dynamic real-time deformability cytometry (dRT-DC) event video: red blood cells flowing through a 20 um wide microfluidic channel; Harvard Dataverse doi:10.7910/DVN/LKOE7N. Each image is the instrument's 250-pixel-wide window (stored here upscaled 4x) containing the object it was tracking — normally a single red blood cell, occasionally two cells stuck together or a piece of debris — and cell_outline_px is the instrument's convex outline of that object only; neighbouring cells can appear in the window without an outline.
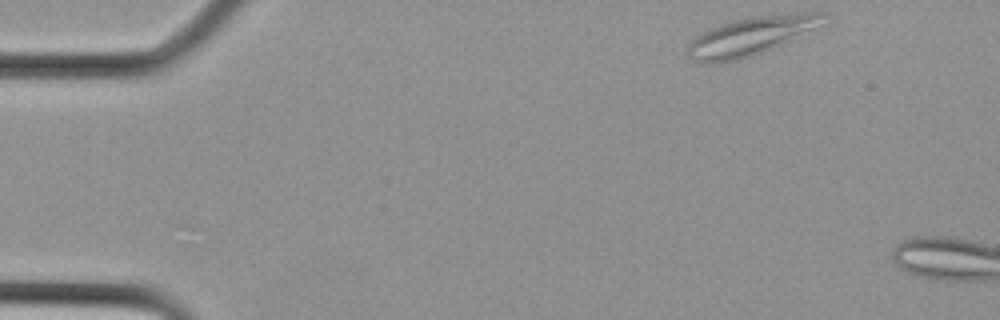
{"species": "Egyptian fruit bat (a non-hibernating species)", "species_latin": "Rousettus aegyptiacus", "temperature_condition": "cold", "stored_images_in_passage": 4, "camera_frame_rate_fps": 3000, "um_per_image_px": 0.085, "animal": {"sex": "female"}, "frame": {"image": 1, "passage_image": 1, "time_ms": 0.0, "image_size_px": [1000, 320], "cell_outline_px": [[832, 20], [828, 24], [772, 48], [752, 56], [720, 64], [704, 64], [692, 60], [688, 56], [688, 44], [696, 36], [708, 28], [736, 20], [752, 16], [800, 12], [824, 12]], "centroid_in_image_um": [63.92, 3.06], "position_along_channel_um": 21.1, "area_um2": 31.15}}